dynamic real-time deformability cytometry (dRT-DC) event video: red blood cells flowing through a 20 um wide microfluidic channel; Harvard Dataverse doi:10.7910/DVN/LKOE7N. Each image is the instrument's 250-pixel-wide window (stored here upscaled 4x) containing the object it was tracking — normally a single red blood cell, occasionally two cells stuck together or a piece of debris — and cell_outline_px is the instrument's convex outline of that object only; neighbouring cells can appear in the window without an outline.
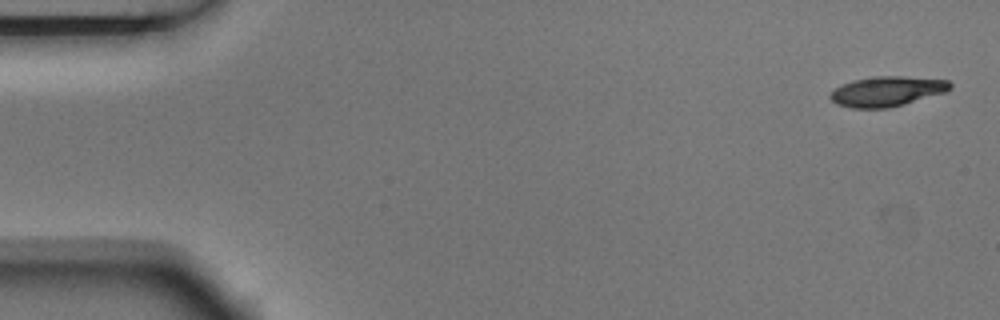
{"species": "Egyptian fruit bat (a non-hibernating species)", "species_latin": "Rousettus aegyptiacus", "temperature_condition": "room temperature", "stored_images_in_passage": 4, "camera_frame_rate_fps": 3000, "um_per_image_px": 0.085, "animal": {"sex": "male"}, "frame": {"image": 1, "passage_image": 1, "time_ms": 0.0, "image_size_px": [1000, 320], "cell_outline_px": [[952, 88], [944, 92], [904, 104], [888, 108], [852, 108], [836, 104], [828, 96], [836, 88], [852, 80], [872, 76], [900, 76], [948, 80], [952, 84]], "centroid_in_image_um": [75.38, 7.76], "position_along_channel_um": 9.6, "area_um2": 20.81}}
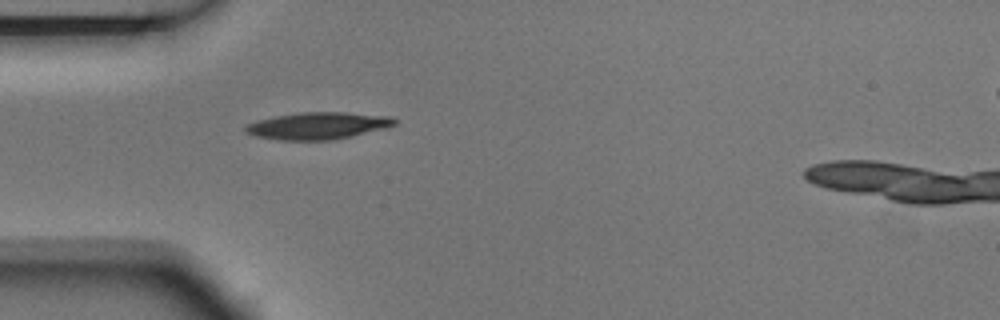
{"frame": {"image": 2, "passage_image": 4, "time_ms": 1.0, "image_size_px": [1000, 320], "cell_outline_px": [[396, 124], [388, 128], [352, 136], [332, 140], [280, 140], [256, 136], [248, 132], [244, 128], [248, 124], [260, 120], [276, 116], [300, 112], [344, 112], [392, 116], [396, 120]], "centroid_in_image_um": [27.1, 10.68], "position_along_channel_um": 57.9, "area_um2": 23.41}}